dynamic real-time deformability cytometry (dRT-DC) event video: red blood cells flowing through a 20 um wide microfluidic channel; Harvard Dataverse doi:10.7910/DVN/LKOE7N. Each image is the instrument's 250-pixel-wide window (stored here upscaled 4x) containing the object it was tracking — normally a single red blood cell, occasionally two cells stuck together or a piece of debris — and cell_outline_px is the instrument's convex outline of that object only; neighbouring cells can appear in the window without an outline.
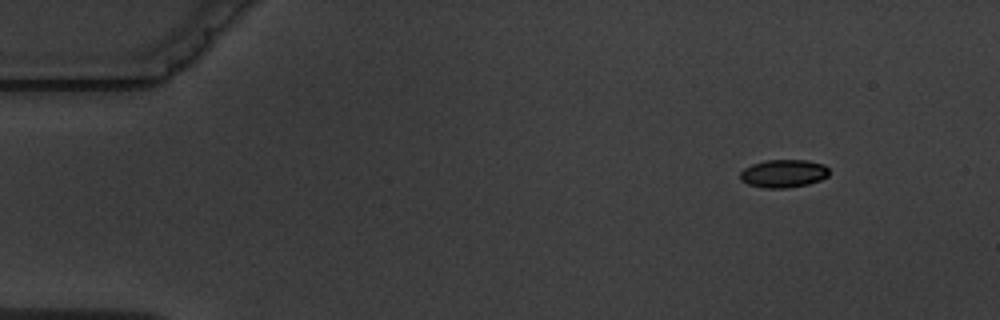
{"species": "common noctule bat (a hibernating species)", "species_latin": "Nyctalus noctula", "temperature_condition": "warm", "stored_images_in_passage": 4, "camera_frame_rate_fps": 3000, "um_per_image_px": 0.085, "animal": {"sex": "male", "body_mass_g": 19.5, "forearm_length_mm": 54.6}, "frame": {"image": 1, "passage_image": 1, "time_ms": 0.0, "image_size_px": [1000, 320], "cell_outline_px": [[828, 176], [820, 180], [808, 184], [788, 188], [764, 188], [748, 184], [740, 180], [740, 172], [744, 168], [752, 164], [764, 160], [808, 160], [824, 164], [828, 168]], "centroid_in_image_um": [66.59, 14.74], "position_along_channel_um": 18.4, "area_um2": 14.62}}
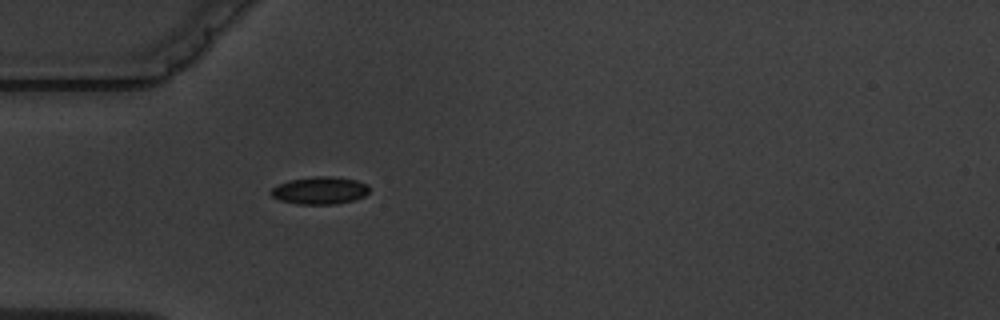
{"frame": {"image": 2, "passage_image": 4, "time_ms": 3.667, "image_size_px": [1000, 320], "cell_outline_px": [[368, 192], [364, 196], [352, 200], [332, 204], [296, 204], [280, 200], [272, 196], [268, 192], [272, 188], [280, 184], [292, 180], [316, 176], [328, 176], [356, 180], [368, 184]], "centroid_in_image_um": [27.17, 16.19], "position_along_channel_um": 57.8, "area_um2": 15.49}}